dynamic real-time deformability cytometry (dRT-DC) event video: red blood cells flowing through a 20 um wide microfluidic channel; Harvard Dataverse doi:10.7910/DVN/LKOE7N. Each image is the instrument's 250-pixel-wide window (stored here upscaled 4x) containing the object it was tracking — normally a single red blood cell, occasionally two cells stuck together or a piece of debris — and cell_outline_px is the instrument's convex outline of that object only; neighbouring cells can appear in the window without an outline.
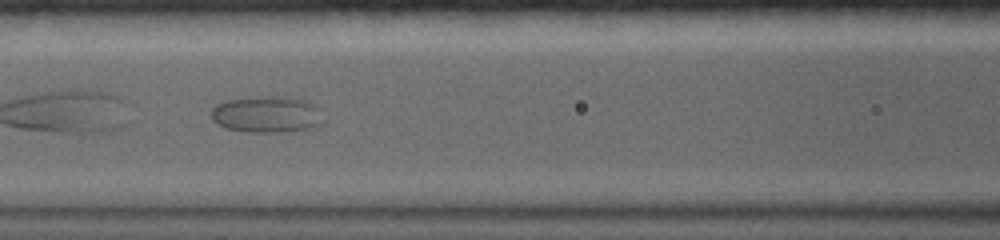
{"species": "common noctule bat (a hibernating species)", "species_latin": "Nyctalus noctula", "temperature_condition": "warm", "stored_images_in_passage": 12, "camera_frame_rate_fps": 5000, "um_per_image_px": 0.085, "animal": {"sex": "female", "body_mass_g": 19.0, "forearm_length_mm": 56.7}, "frame": {"image": 1, "passage_image": 6, "time_ms": 2.6, "image_size_px": [1000, 240], "cell_outline_px": [[320, 124], [312, 128], [280, 132], [248, 132], [224, 128], [216, 124], [212, 120], [212, 108], [216, 104], [224, 100], [260, 96], [284, 96], [304, 100], [316, 104], [320, 108]], "centroid_in_image_um": [22.64, 9.71], "position_along_channel_um": 144.0, "area_um2": 24.04}}
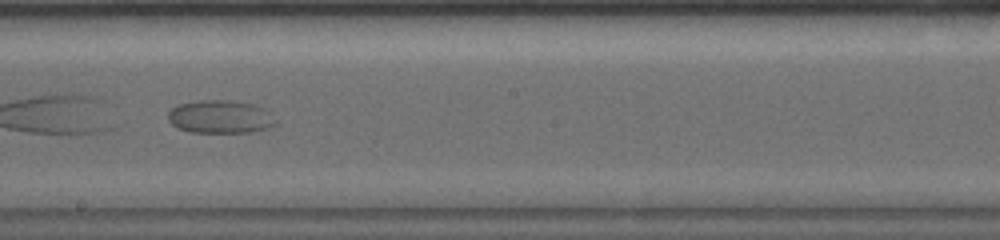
{"frame": {"image": 2, "passage_image": 10, "time_ms": 5.2, "image_size_px": [1000, 240], "cell_outline_px": [[276, 124], [268, 128], [252, 132], [192, 132], [176, 128], [168, 120], [168, 112], [172, 108], [180, 104], [196, 100], [228, 100], [256, 104], [272, 112], [276, 120]], "centroid_in_image_um": [18.75, 9.92], "position_along_channel_um": 229.4, "area_um2": 21.04}}
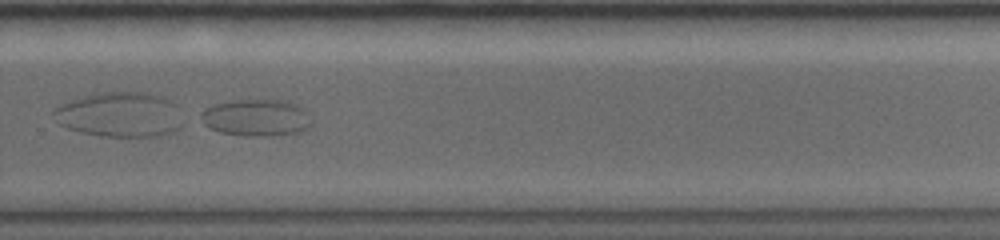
{"frame": {"image": 3, "passage_image": 12, "time_ms": 7.6, "image_size_px": [1000, 240], "cell_outline_px": [[312, 124], [308, 128], [300, 132], [268, 136], [248, 136], [220, 132], [208, 128], [204, 124], [200, 116], [204, 108], [212, 104], [232, 100], [280, 100], [296, 104], [304, 108]], "centroid_in_image_um": [21.76, 10.0], "position_along_channel_um": 308.0, "area_um2": 23.87}}